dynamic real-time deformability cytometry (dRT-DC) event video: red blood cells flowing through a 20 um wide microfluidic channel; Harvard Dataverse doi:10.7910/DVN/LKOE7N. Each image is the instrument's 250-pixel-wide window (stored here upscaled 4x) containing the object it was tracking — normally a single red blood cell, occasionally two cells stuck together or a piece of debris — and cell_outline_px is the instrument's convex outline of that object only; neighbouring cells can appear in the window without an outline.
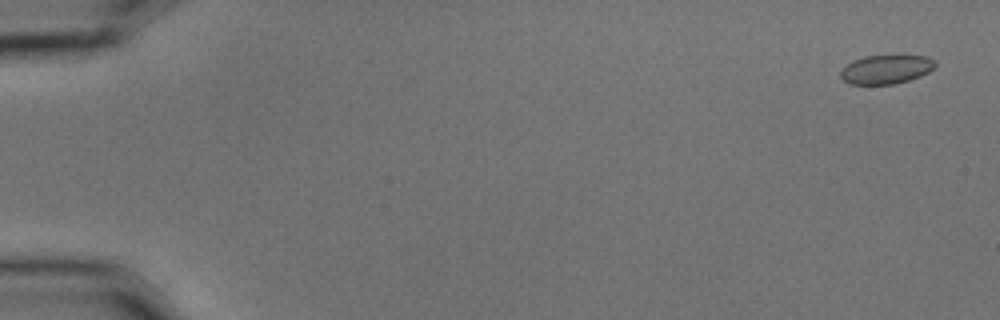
{"species": "common noctule bat (a hibernating species)", "species_latin": "Nyctalus noctula", "temperature_condition": "cold", "stored_images_in_passage": 5, "camera_frame_rate_fps": 3000, "um_per_image_px": 0.085, "animal": {"sex": "male", "body_mass_g": 15.6}, "frame": {"image": 1, "passage_image": 1, "time_ms": 0.0, "image_size_px": [1000, 320], "cell_outline_px": [[936, 64], [928, 72], [920, 76], [908, 80], [892, 84], [848, 84], [840, 76], [840, 72], [852, 60], [864, 56], [928, 56], [936, 60]], "centroid_in_image_um": [75.31, 5.89], "position_along_channel_um": 9.7, "area_um2": 15.78}}
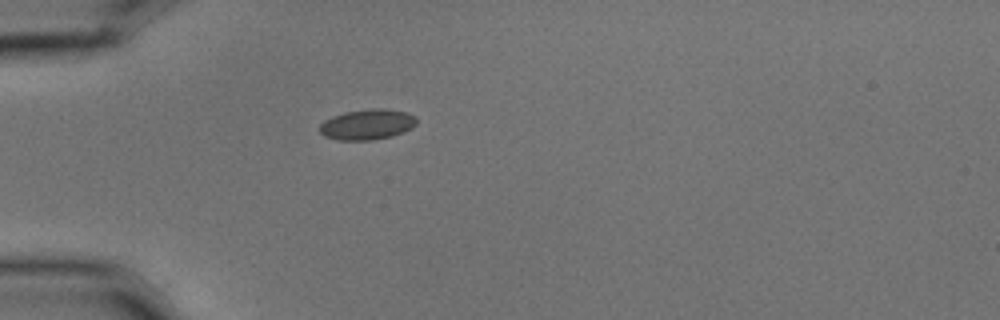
{"frame": {"image": 2, "passage_image": 4, "time_ms": 1.0, "image_size_px": [1000, 320], "cell_outline_px": [[416, 124], [412, 128], [404, 132], [392, 136], [372, 140], [340, 140], [324, 136], [320, 132], [320, 124], [324, 120], [332, 116], [344, 112], [372, 108], [384, 108], [408, 112], [416, 116]], "centroid_in_image_um": [31.24, 10.57], "position_along_channel_um": 53.8, "area_um2": 17.4}}